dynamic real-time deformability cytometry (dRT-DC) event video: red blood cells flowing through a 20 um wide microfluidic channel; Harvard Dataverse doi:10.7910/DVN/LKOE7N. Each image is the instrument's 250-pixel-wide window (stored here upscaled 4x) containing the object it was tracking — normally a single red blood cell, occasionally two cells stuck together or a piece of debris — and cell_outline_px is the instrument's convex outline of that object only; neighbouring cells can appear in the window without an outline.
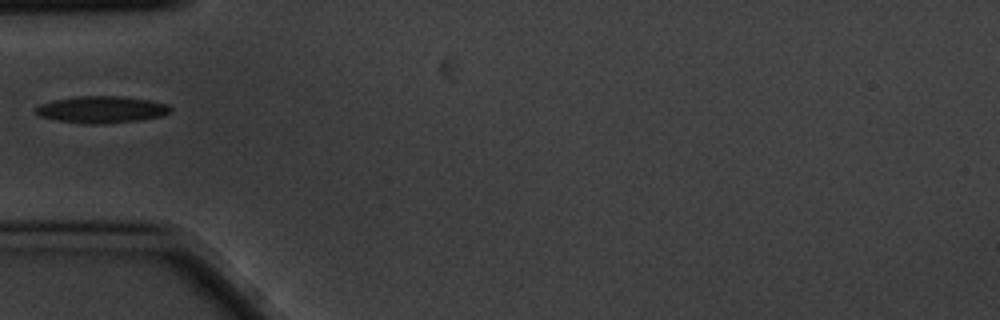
{"species": "common noctule bat (a hibernating species)", "species_latin": "Nyctalus noctula", "temperature_condition": "cold", "stored_images_in_passage": 3, "camera_frame_rate_fps": 3000, "um_per_image_px": 0.085, "animal": {"sex": "male", "body_mass_g": 20.1, "forearm_length_mm": 53.5}, "frame": {"image": 1, "passage_image": 3, "time_ms": 0.667, "image_size_px": [1000, 320], "cell_outline_px": [[172, 108], [168, 112], [160, 116], [136, 120], [104, 124], [88, 124], [56, 120], [40, 116], [36, 112], [36, 108], [40, 104], [52, 100], [76, 96], [120, 96], [152, 100], [168, 104]], "centroid_in_image_um": [8.62, 9.3], "position_along_channel_um": 76.4, "area_um2": 20.98}}